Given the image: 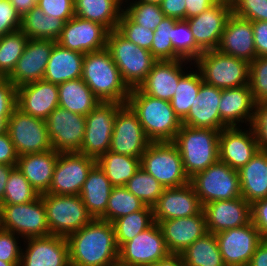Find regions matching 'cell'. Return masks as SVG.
<instances>
[{
	"mask_svg": "<svg viewBox=\"0 0 267 266\" xmlns=\"http://www.w3.org/2000/svg\"><path fill=\"white\" fill-rule=\"evenodd\" d=\"M67 240L71 266H118L119 247L112 223L93 219Z\"/></svg>",
	"mask_w": 267,
	"mask_h": 266,
	"instance_id": "cell-1",
	"label": "cell"
},
{
	"mask_svg": "<svg viewBox=\"0 0 267 266\" xmlns=\"http://www.w3.org/2000/svg\"><path fill=\"white\" fill-rule=\"evenodd\" d=\"M81 78L100 101L127 103L131 89L106 47L85 54Z\"/></svg>",
	"mask_w": 267,
	"mask_h": 266,
	"instance_id": "cell-2",
	"label": "cell"
},
{
	"mask_svg": "<svg viewBox=\"0 0 267 266\" xmlns=\"http://www.w3.org/2000/svg\"><path fill=\"white\" fill-rule=\"evenodd\" d=\"M127 104L136 113L151 142L174 140L182 122L175 115L170 101L151 97L137 87L130 90Z\"/></svg>",
	"mask_w": 267,
	"mask_h": 266,
	"instance_id": "cell-3",
	"label": "cell"
},
{
	"mask_svg": "<svg viewBox=\"0 0 267 266\" xmlns=\"http://www.w3.org/2000/svg\"><path fill=\"white\" fill-rule=\"evenodd\" d=\"M219 130L181 125L172 141L189 179L219 161Z\"/></svg>",
	"mask_w": 267,
	"mask_h": 266,
	"instance_id": "cell-4",
	"label": "cell"
},
{
	"mask_svg": "<svg viewBox=\"0 0 267 266\" xmlns=\"http://www.w3.org/2000/svg\"><path fill=\"white\" fill-rule=\"evenodd\" d=\"M106 48L130 89L139 87L158 61L149 50L127 40L116 29L109 31Z\"/></svg>",
	"mask_w": 267,
	"mask_h": 266,
	"instance_id": "cell-5",
	"label": "cell"
},
{
	"mask_svg": "<svg viewBox=\"0 0 267 266\" xmlns=\"http://www.w3.org/2000/svg\"><path fill=\"white\" fill-rule=\"evenodd\" d=\"M140 166L163 188H176L190 183L180 152L172 141L150 142L141 155Z\"/></svg>",
	"mask_w": 267,
	"mask_h": 266,
	"instance_id": "cell-6",
	"label": "cell"
},
{
	"mask_svg": "<svg viewBox=\"0 0 267 266\" xmlns=\"http://www.w3.org/2000/svg\"><path fill=\"white\" fill-rule=\"evenodd\" d=\"M202 81L220 89L249 84L250 63L219 52L204 51L196 60Z\"/></svg>",
	"mask_w": 267,
	"mask_h": 266,
	"instance_id": "cell-7",
	"label": "cell"
},
{
	"mask_svg": "<svg viewBox=\"0 0 267 266\" xmlns=\"http://www.w3.org/2000/svg\"><path fill=\"white\" fill-rule=\"evenodd\" d=\"M51 235L68 237L93 220L79 195H41Z\"/></svg>",
	"mask_w": 267,
	"mask_h": 266,
	"instance_id": "cell-8",
	"label": "cell"
},
{
	"mask_svg": "<svg viewBox=\"0 0 267 266\" xmlns=\"http://www.w3.org/2000/svg\"><path fill=\"white\" fill-rule=\"evenodd\" d=\"M190 184L202 206L209 202L242 197L238 170L221 161L191 177Z\"/></svg>",
	"mask_w": 267,
	"mask_h": 266,
	"instance_id": "cell-9",
	"label": "cell"
},
{
	"mask_svg": "<svg viewBox=\"0 0 267 266\" xmlns=\"http://www.w3.org/2000/svg\"><path fill=\"white\" fill-rule=\"evenodd\" d=\"M122 105L101 101L86 115L85 133L79 153L97 160L109 151L115 117Z\"/></svg>",
	"mask_w": 267,
	"mask_h": 266,
	"instance_id": "cell-10",
	"label": "cell"
},
{
	"mask_svg": "<svg viewBox=\"0 0 267 266\" xmlns=\"http://www.w3.org/2000/svg\"><path fill=\"white\" fill-rule=\"evenodd\" d=\"M7 133L18 156L52 149L46 122L16 107L7 121Z\"/></svg>",
	"mask_w": 267,
	"mask_h": 266,
	"instance_id": "cell-11",
	"label": "cell"
},
{
	"mask_svg": "<svg viewBox=\"0 0 267 266\" xmlns=\"http://www.w3.org/2000/svg\"><path fill=\"white\" fill-rule=\"evenodd\" d=\"M170 255L157 222L119 248L118 266H152Z\"/></svg>",
	"mask_w": 267,
	"mask_h": 266,
	"instance_id": "cell-12",
	"label": "cell"
},
{
	"mask_svg": "<svg viewBox=\"0 0 267 266\" xmlns=\"http://www.w3.org/2000/svg\"><path fill=\"white\" fill-rule=\"evenodd\" d=\"M2 229L23 237H45L50 234L46 208L41 195L24 204L0 205Z\"/></svg>",
	"mask_w": 267,
	"mask_h": 266,
	"instance_id": "cell-13",
	"label": "cell"
},
{
	"mask_svg": "<svg viewBox=\"0 0 267 266\" xmlns=\"http://www.w3.org/2000/svg\"><path fill=\"white\" fill-rule=\"evenodd\" d=\"M96 165L94 158L79 152H59L53 178L47 193L79 195L89 172Z\"/></svg>",
	"mask_w": 267,
	"mask_h": 266,
	"instance_id": "cell-14",
	"label": "cell"
},
{
	"mask_svg": "<svg viewBox=\"0 0 267 266\" xmlns=\"http://www.w3.org/2000/svg\"><path fill=\"white\" fill-rule=\"evenodd\" d=\"M52 149L57 152H79L83 143L86 116L55 108L45 119Z\"/></svg>",
	"mask_w": 267,
	"mask_h": 266,
	"instance_id": "cell-15",
	"label": "cell"
},
{
	"mask_svg": "<svg viewBox=\"0 0 267 266\" xmlns=\"http://www.w3.org/2000/svg\"><path fill=\"white\" fill-rule=\"evenodd\" d=\"M136 113L126 103L118 110L109 151L141 158L150 144Z\"/></svg>",
	"mask_w": 267,
	"mask_h": 266,
	"instance_id": "cell-16",
	"label": "cell"
},
{
	"mask_svg": "<svg viewBox=\"0 0 267 266\" xmlns=\"http://www.w3.org/2000/svg\"><path fill=\"white\" fill-rule=\"evenodd\" d=\"M225 266H248L263 240L252 222L215 234Z\"/></svg>",
	"mask_w": 267,
	"mask_h": 266,
	"instance_id": "cell-17",
	"label": "cell"
},
{
	"mask_svg": "<svg viewBox=\"0 0 267 266\" xmlns=\"http://www.w3.org/2000/svg\"><path fill=\"white\" fill-rule=\"evenodd\" d=\"M231 14V0H227L214 3L206 11L186 19L196 44L203 51L217 49Z\"/></svg>",
	"mask_w": 267,
	"mask_h": 266,
	"instance_id": "cell-18",
	"label": "cell"
},
{
	"mask_svg": "<svg viewBox=\"0 0 267 266\" xmlns=\"http://www.w3.org/2000/svg\"><path fill=\"white\" fill-rule=\"evenodd\" d=\"M109 30L100 23L74 16L64 23L60 46L86 54L106 47Z\"/></svg>",
	"mask_w": 267,
	"mask_h": 266,
	"instance_id": "cell-19",
	"label": "cell"
},
{
	"mask_svg": "<svg viewBox=\"0 0 267 266\" xmlns=\"http://www.w3.org/2000/svg\"><path fill=\"white\" fill-rule=\"evenodd\" d=\"M56 41L28 39L17 65L8 79L18 88L43 80L47 62Z\"/></svg>",
	"mask_w": 267,
	"mask_h": 266,
	"instance_id": "cell-20",
	"label": "cell"
},
{
	"mask_svg": "<svg viewBox=\"0 0 267 266\" xmlns=\"http://www.w3.org/2000/svg\"><path fill=\"white\" fill-rule=\"evenodd\" d=\"M238 129L227 127L219 135V161L235 170L245 166L260 150L253 129L249 133Z\"/></svg>",
	"mask_w": 267,
	"mask_h": 266,
	"instance_id": "cell-21",
	"label": "cell"
},
{
	"mask_svg": "<svg viewBox=\"0 0 267 266\" xmlns=\"http://www.w3.org/2000/svg\"><path fill=\"white\" fill-rule=\"evenodd\" d=\"M154 222L189 217L203 210L200 199L190 183L176 188H164L152 207Z\"/></svg>",
	"mask_w": 267,
	"mask_h": 266,
	"instance_id": "cell-22",
	"label": "cell"
},
{
	"mask_svg": "<svg viewBox=\"0 0 267 266\" xmlns=\"http://www.w3.org/2000/svg\"><path fill=\"white\" fill-rule=\"evenodd\" d=\"M203 210L207 232L213 234L251 222V204L243 197L209 202L203 206Z\"/></svg>",
	"mask_w": 267,
	"mask_h": 266,
	"instance_id": "cell-23",
	"label": "cell"
},
{
	"mask_svg": "<svg viewBox=\"0 0 267 266\" xmlns=\"http://www.w3.org/2000/svg\"><path fill=\"white\" fill-rule=\"evenodd\" d=\"M28 247L21 252L20 266H71L67 237L48 235L27 238Z\"/></svg>",
	"mask_w": 267,
	"mask_h": 266,
	"instance_id": "cell-24",
	"label": "cell"
},
{
	"mask_svg": "<svg viewBox=\"0 0 267 266\" xmlns=\"http://www.w3.org/2000/svg\"><path fill=\"white\" fill-rule=\"evenodd\" d=\"M166 247L170 254L179 255L207 233L204 210L189 217L160 221Z\"/></svg>",
	"mask_w": 267,
	"mask_h": 266,
	"instance_id": "cell-25",
	"label": "cell"
},
{
	"mask_svg": "<svg viewBox=\"0 0 267 266\" xmlns=\"http://www.w3.org/2000/svg\"><path fill=\"white\" fill-rule=\"evenodd\" d=\"M217 50L251 63L257 57L252 21L232 13L227 20Z\"/></svg>",
	"mask_w": 267,
	"mask_h": 266,
	"instance_id": "cell-26",
	"label": "cell"
},
{
	"mask_svg": "<svg viewBox=\"0 0 267 266\" xmlns=\"http://www.w3.org/2000/svg\"><path fill=\"white\" fill-rule=\"evenodd\" d=\"M222 89L202 83L182 125L194 128H210L221 131L228 126L221 120L219 103Z\"/></svg>",
	"mask_w": 267,
	"mask_h": 266,
	"instance_id": "cell-27",
	"label": "cell"
},
{
	"mask_svg": "<svg viewBox=\"0 0 267 266\" xmlns=\"http://www.w3.org/2000/svg\"><path fill=\"white\" fill-rule=\"evenodd\" d=\"M58 106L57 84L39 80L17 88V107L33 117L45 120Z\"/></svg>",
	"mask_w": 267,
	"mask_h": 266,
	"instance_id": "cell-28",
	"label": "cell"
},
{
	"mask_svg": "<svg viewBox=\"0 0 267 266\" xmlns=\"http://www.w3.org/2000/svg\"><path fill=\"white\" fill-rule=\"evenodd\" d=\"M183 61L182 59L157 61L138 88L151 97L170 101L179 79L185 74L181 68Z\"/></svg>",
	"mask_w": 267,
	"mask_h": 266,
	"instance_id": "cell-29",
	"label": "cell"
},
{
	"mask_svg": "<svg viewBox=\"0 0 267 266\" xmlns=\"http://www.w3.org/2000/svg\"><path fill=\"white\" fill-rule=\"evenodd\" d=\"M59 152L50 149L18 156L17 168L39 195L48 192Z\"/></svg>",
	"mask_w": 267,
	"mask_h": 266,
	"instance_id": "cell-30",
	"label": "cell"
},
{
	"mask_svg": "<svg viewBox=\"0 0 267 266\" xmlns=\"http://www.w3.org/2000/svg\"><path fill=\"white\" fill-rule=\"evenodd\" d=\"M255 104L249 84L222 89L218 107L221 120L228 127H236V122H242V119L245 118L251 126L254 112L250 111L255 108Z\"/></svg>",
	"mask_w": 267,
	"mask_h": 266,
	"instance_id": "cell-31",
	"label": "cell"
},
{
	"mask_svg": "<svg viewBox=\"0 0 267 266\" xmlns=\"http://www.w3.org/2000/svg\"><path fill=\"white\" fill-rule=\"evenodd\" d=\"M85 54L66 49L55 43L47 62L43 80L53 84H61L82 77Z\"/></svg>",
	"mask_w": 267,
	"mask_h": 266,
	"instance_id": "cell-32",
	"label": "cell"
},
{
	"mask_svg": "<svg viewBox=\"0 0 267 266\" xmlns=\"http://www.w3.org/2000/svg\"><path fill=\"white\" fill-rule=\"evenodd\" d=\"M113 187L106 174L96 164L89 172L79 194L93 219L106 221V208Z\"/></svg>",
	"mask_w": 267,
	"mask_h": 266,
	"instance_id": "cell-33",
	"label": "cell"
},
{
	"mask_svg": "<svg viewBox=\"0 0 267 266\" xmlns=\"http://www.w3.org/2000/svg\"><path fill=\"white\" fill-rule=\"evenodd\" d=\"M238 174L241 196L248 203L267 198V151L259 150Z\"/></svg>",
	"mask_w": 267,
	"mask_h": 266,
	"instance_id": "cell-34",
	"label": "cell"
},
{
	"mask_svg": "<svg viewBox=\"0 0 267 266\" xmlns=\"http://www.w3.org/2000/svg\"><path fill=\"white\" fill-rule=\"evenodd\" d=\"M59 107L86 116L101 101L88 85L78 78L58 85Z\"/></svg>",
	"mask_w": 267,
	"mask_h": 266,
	"instance_id": "cell-35",
	"label": "cell"
},
{
	"mask_svg": "<svg viewBox=\"0 0 267 266\" xmlns=\"http://www.w3.org/2000/svg\"><path fill=\"white\" fill-rule=\"evenodd\" d=\"M121 1L123 0H74V13L77 17L100 23L112 31L117 29L123 12L120 9Z\"/></svg>",
	"mask_w": 267,
	"mask_h": 266,
	"instance_id": "cell-36",
	"label": "cell"
},
{
	"mask_svg": "<svg viewBox=\"0 0 267 266\" xmlns=\"http://www.w3.org/2000/svg\"><path fill=\"white\" fill-rule=\"evenodd\" d=\"M64 23L61 19L45 14L37 5L21 18L20 30L28 39L57 41Z\"/></svg>",
	"mask_w": 267,
	"mask_h": 266,
	"instance_id": "cell-37",
	"label": "cell"
},
{
	"mask_svg": "<svg viewBox=\"0 0 267 266\" xmlns=\"http://www.w3.org/2000/svg\"><path fill=\"white\" fill-rule=\"evenodd\" d=\"M185 266H225L215 234L205 233L181 254Z\"/></svg>",
	"mask_w": 267,
	"mask_h": 266,
	"instance_id": "cell-38",
	"label": "cell"
},
{
	"mask_svg": "<svg viewBox=\"0 0 267 266\" xmlns=\"http://www.w3.org/2000/svg\"><path fill=\"white\" fill-rule=\"evenodd\" d=\"M114 187L125 186L141 167L140 158L108 151L96 160Z\"/></svg>",
	"mask_w": 267,
	"mask_h": 266,
	"instance_id": "cell-39",
	"label": "cell"
},
{
	"mask_svg": "<svg viewBox=\"0 0 267 266\" xmlns=\"http://www.w3.org/2000/svg\"><path fill=\"white\" fill-rule=\"evenodd\" d=\"M154 223L152 207L145 206L140 211L132 212L112 222L116 243L120 248L137 234L149 228Z\"/></svg>",
	"mask_w": 267,
	"mask_h": 266,
	"instance_id": "cell-40",
	"label": "cell"
},
{
	"mask_svg": "<svg viewBox=\"0 0 267 266\" xmlns=\"http://www.w3.org/2000/svg\"><path fill=\"white\" fill-rule=\"evenodd\" d=\"M202 83L201 75L194 72L186 73L179 79L170 104L175 115L181 121L187 116L192 103L199 93Z\"/></svg>",
	"mask_w": 267,
	"mask_h": 266,
	"instance_id": "cell-41",
	"label": "cell"
},
{
	"mask_svg": "<svg viewBox=\"0 0 267 266\" xmlns=\"http://www.w3.org/2000/svg\"><path fill=\"white\" fill-rule=\"evenodd\" d=\"M28 37L21 31H15L0 37V74L8 78L21 57Z\"/></svg>",
	"mask_w": 267,
	"mask_h": 266,
	"instance_id": "cell-42",
	"label": "cell"
},
{
	"mask_svg": "<svg viewBox=\"0 0 267 266\" xmlns=\"http://www.w3.org/2000/svg\"><path fill=\"white\" fill-rule=\"evenodd\" d=\"M39 196L22 172L14 167L8 176L0 205L24 204L34 201Z\"/></svg>",
	"mask_w": 267,
	"mask_h": 266,
	"instance_id": "cell-43",
	"label": "cell"
},
{
	"mask_svg": "<svg viewBox=\"0 0 267 266\" xmlns=\"http://www.w3.org/2000/svg\"><path fill=\"white\" fill-rule=\"evenodd\" d=\"M124 187L149 207L155 205L164 190L163 186L141 167Z\"/></svg>",
	"mask_w": 267,
	"mask_h": 266,
	"instance_id": "cell-44",
	"label": "cell"
},
{
	"mask_svg": "<svg viewBox=\"0 0 267 266\" xmlns=\"http://www.w3.org/2000/svg\"><path fill=\"white\" fill-rule=\"evenodd\" d=\"M145 206L124 186L113 187L106 208V221L112 223L122 216L142 210Z\"/></svg>",
	"mask_w": 267,
	"mask_h": 266,
	"instance_id": "cell-45",
	"label": "cell"
},
{
	"mask_svg": "<svg viewBox=\"0 0 267 266\" xmlns=\"http://www.w3.org/2000/svg\"><path fill=\"white\" fill-rule=\"evenodd\" d=\"M173 49L182 60H196L204 51L196 44L186 20H177L172 26Z\"/></svg>",
	"mask_w": 267,
	"mask_h": 266,
	"instance_id": "cell-46",
	"label": "cell"
},
{
	"mask_svg": "<svg viewBox=\"0 0 267 266\" xmlns=\"http://www.w3.org/2000/svg\"><path fill=\"white\" fill-rule=\"evenodd\" d=\"M177 19L164 17L162 22L156 27L150 52L158 60H180L175 53L171 41L172 26Z\"/></svg>",
	"mask_w": 267,
	"mask_h": 266,
	"instance_id": "cell-47",
	"label": "cell"
},
{
	"mask_svg": "<svg viewBox=\"0 0 267 266\" xmlns=\"http://www.w3.org/2000/svg\"><path fill=\"white\" fill-rule=\"evenodd\" d=\"M129 7L123 12L134 23L154 31L165 17L160 5L138 1L130 4Z\"/></svg>",
	"mask_w": 267,
	"mask_h": 266,
	"instance_id": "cell-48",
	"label": "cell"
},
{
	"mask_svg": "<svg viewBox=\"0 0 267 266\" xmlns=\"http://www.w3.org/2000/svg\"><path fill=\"white\" fill-rule=\"evenodd\" d=\"M116 30L127 40L150 51L154 30L134 23L124 12L120 16Z\"/></svg>",
	"mask_w": 267,
	"mask_h": 266,
	"instance_id": "cell-49",
	"label": "cell"
},
{
	"mask_svg": "<svg viewBox=\"0 0 267 266\" xmlns=\"http://www.w3.org/2000/svg\"><path fill=\"white\" fill-rule=\"evenodd\" d=\"M249 87L255 103L267 102V57H256L250 63Z\"/></svg>",
	"mask_w": 267,
	"mask_h": 266,
	"instance_id": "cell-50",
	"label": "cell"
},
{
	"mask_svg": "<svg viewBox=\"0 0 267 266\" xmlns=\"http://www.w3.org/2000/svg\"><path fill=\"white\" fill-rule=\"evenodd\" d=\"M232 13L250 21H267V0H231Z\"/></svg>",
	"mask_w": 267,
	"mask_h": 266,
	"instance_id": "cell-51",
	"label": "cell"
},
{
	"mask_svg": "<svg viewBox=\"0 0 267 266\" xmlns=\"http://www.w3.org/2000/svg\"><path fill=\"white\" fill-rule=\"evenodd\" d=\"M37 5L45 14L64 22L75 16L74 0H38Z\"/></svg>",
	"mask_w": 267,
	"mask_h": 266,
	"instance_id": "cell-52",
	"label": "cell"
},
{
	"mask_svg": "<svg viewBox=\"0 0 267 266\" xmlns=\"http://www.w3.org/2000/svg\"><path fill=\"white\" fill-rule=\"evenodd\" d=\"M251 127L254 130L259 149L267 151V102L255 104Z\"/></svg>",
	"mask_w": 267,
	"mask_h": 266,
	"instance_id": "cell-53",
	"label": "cell"
},
{
	"mask_svg": "<svg viewBox=\"0 0 267 266\" xmlns=\"http://www.w3.org/2000/svg\"><path fill=\"white\" fill-rule=\"evenodd\" d=\"M21 16L8 0H0V37L20 30Z\"/></svg>",
	"mask_w": 267,
	"mask_h": 266,
	"instance_id": "cell-54",
	"label": "cell"
},
{
	"mask_svg": "<svg viewBox=\"0 0 267 266\" xmlns=\"http://www.w3.org/2000/svg\"><path fill=\"white\" fill-rule=\"evenodd\" d=\"M17 245L15 233L4 229L0 230V260L21 262L20 252H22V249Z\"/></svg>",
	"mask_w": 267,
	"mask_h": 266,
	"instance_id": "cell-55",
	"label": "cell"
},
{
	"mask_svg": "<svg viewBox=\"0 0 267 266\" xmlns=\"http://www.w3.org/2000/svg\"><path fill=\"white\" fill-rule=\"evenodd\" d=\"M17 107V87L8 79L0 82V113H13Z\"/></svg>",
	"mask_w": 267,
	"mask_h": 266,
	"instance_id": "cell-56",
	"label": "cell"
},
{
	"mask_svg": "<svg viewBox=\"0 0 267 266\" xmlns=\"http://www.w3.org/2000/svg\"><path fill=\"white\" fill-rule=\"evenodd\" d=\"M251 222L258 229L261 238L267 239V198L251 204Z\"/></svg>",
	"mask_w": 267,
	"mask_h": 266,
	"instance_id": "cell-57",
	"label": "cell"
},
{
	"mask_svg": "<svg viewBox=\"0 0 267 266\" xmlns=\"http://www.w3.org/2000/svg\"><path fill=\"white\" fill-rule=\"evenodd\" d=\"M18 154L7 132L0 134V164L17 166Z\"/></svg>",
	"mask_w": 267,
	"mask_h": 266,
	"instance_id": "cell-58",
	"label": "cell"
},
{
	"mask_svg": "<svg viewBox=\"0 0 267 266\" xmlns=\"http://www.w3.org/2000/svg\"><path fill=\"white\" fill-rule=\"evenodd\" d=\"M257 57H267V21H252Z\"/></svg>",
	"mask_w": 267,
	"mask_h": 266,
	"instance_id": "cell-59",
	"label": "cell"
},
{
	"mask_svg": "<svg viewBox=\"0 0 267 266\" xmlns=\"http://www.w3.org/2000/svg\"><path fill=\"white\" fill-rule=\"evenodd\" d=\"M185 0H163L160 4L165 17L186 20Z\"/></svg>",
	"mask_w": 267,
	"mask_h": 266,
	"instance_id": "cell-60",
	"label": "cell"
},
{
	"mask_svg": "<svg viewBox=\"0 0 267 266\" xmlns=\"http://www.w3.org/2000/svg\"><path fill=\"white\" fill-rule=\"evenodd\" d=\"M220 1H227V0H185L186 19L199 15L203 11H206L214 3Z\"/></svg>",
	"mask_w": 267,
	"mask_h": 266,
	"instance_id": "cell-61",
	"label": "cell"
},
{
	"mask_svg": "<svg viewBox=\"0 0 267 266\" xmlns=\"http://www.w3.org/2000/svg\"><path fill=\"white\" fill-rule=\"evenodd\" d=\"M248 266H267V239L259 243Z\"/></svg>",
	"mask_w": 267,
	"mask_h": 266,
	"instance_id": "cell-62",
	"label": "cell"
},
{
	"mask_svg": "<svg viewBox=\"0 0 267 266\" xmlns=\"http://www.w3.org/2000/svg\"><path fill=\"white\" fill-rule=\"evenodd\" d=\"M21 18L37 6L38 0H8Z\"/></svg>",
	"mask_w": 267,
	"mask_h": 266,
	"instance_id": "cell-63",
	"label": "cell"
},
{
	"mask_svg": "<svg viewBox=\"0 0 267 266\" xmlns=\"http://www.w3.org/2000/svg\"><path fill=\"white\" fill-rule=\"evenodd\" d=\"M14 167L15 166L0 164V202L3 200L4 197L5 186L7 183L8 176Z\"/></svg>",
	"mask_w": 267,
	"mask_h": 266,
	"instance_id": "cell-64",
	"label": "cell"
},
{
	"mask_svg": "<svg viewBox=\"0 0 267 266\" xmlns=\"http://www.w3.org/2000/svg\"><path fill=\"white\" fill-rule=\"evenodd\" d=\"M152 266H185L180 255L170 254L167 258L156 262Z\"/></svg>",
	"mask_w": 267,
	"mask_h": 266,
	"instance_id": "cell-65",
	"label": "cell"
},
{
	"mask_svg": "<svg viewBox=\"0 0 267 266\" xmlns=\"http://www.w3.org/2000/svg\"><path fill=\"white\" fill-rule=\"evenodd\" d=\"M12 113H0V134L7 132V121Z\"/></svg>",
	"mask_w": 267,
	"mask_h": 266,
	"instance_id": "cell-66",
	"label": "cell"
},
{
	"mask_svg": "<svg viewBox=\"0 0 267 266\" xmlns=\"http://www.w3.org/2000/svg\"><path fill=\"white\" fill-rule=\"evenodd\" d=\"M0 266H20V262H5L0 260Z\"/></svg>",
	"mask_w": 267,
	"mask_h": 266,
	"instance_id": "cell-67",
	"label": "cell"
},
{
	"mask_svg": "<svg viewBox=\"0 0 267 266\" xmlns=\"http://www.w3.org/2000/svg\"><path fill=\"white\" fill-rule=\"evenodd\" d=\"M140 2H145V3H152V4H156V5H160L163 0H139Z\"/></svg>",
	"mask_w": 267,
	"mask_h": 266,
	"instance_id": "cell-68",
	"label": "cell"
},
{
	"mask_svg": "<svg viewBox=\"0 0 267 266\" xmlns=\"http://www.w3.org/2000/svg\"><path fill=\"white\" fill-rule=\"evenodd\" d=\"M2 229V218H1V208H0V230Z\"/></svg>",
	"mask_w": 267,
	"mask_h": 266,
	"instance_id": "cell-69",
	"label": "cell"
},
{
	"mask_svg": "<svg viewBox=\"0 0 267 266\" xmlns=\"http://www.w3.org/2000/svg\"><path fill=\"white\" fill-rule=\"evenodd\" d=\"M4 79V77L0 74V82Z\"/></svg>",
	"mask_w": 267,
	"mask_h": 266,
	"instance_id": "cell-70",
	"label": "cell"
}]
</instances>
